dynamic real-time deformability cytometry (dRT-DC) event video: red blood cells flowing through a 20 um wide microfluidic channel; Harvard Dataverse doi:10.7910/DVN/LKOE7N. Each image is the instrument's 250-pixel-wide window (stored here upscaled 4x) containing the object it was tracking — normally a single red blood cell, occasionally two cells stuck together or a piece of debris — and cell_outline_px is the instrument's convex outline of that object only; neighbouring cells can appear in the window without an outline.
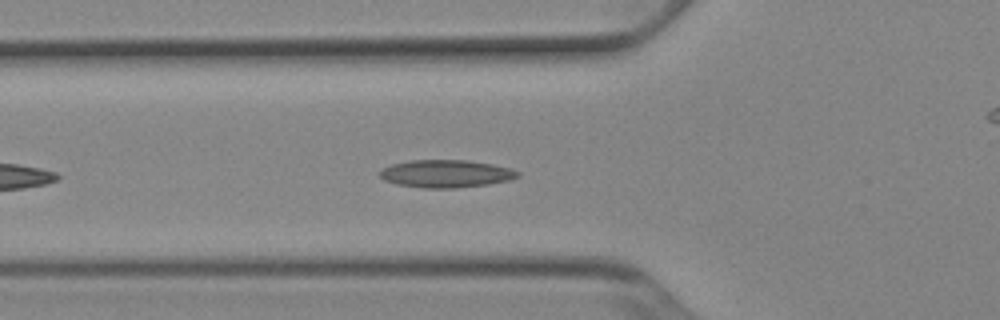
{"species": "Egyptian fruit bat (a non-hibernating species)", "species_latin": "Rousettus aegyptiacus", "temperature_condition": "cold", "stored_images_in_passage": 12, "camera_frame_rate_fps": 3000, "um_per_image_px": 0.085, "animal": {"sex": "female"}, "frame": {"image": 1, "passage_image": 7, "time_ms": 2.0, "image_size_px": [1000, 320], "cell_outline_px": [[520, 176], [508, 180], [488, 184], [456, 188], [424, 188], [396, 184], [384, 180], [380, 176], [380, 172], [384, 168], [392, 164], [412, 160], [468, 160], [492, 164], [512, 168], [520, 172]], "centroid_in_image_um": [37.94, 14.76], "position_along_channel_um": 87.9, "area_um2": 22.2}}
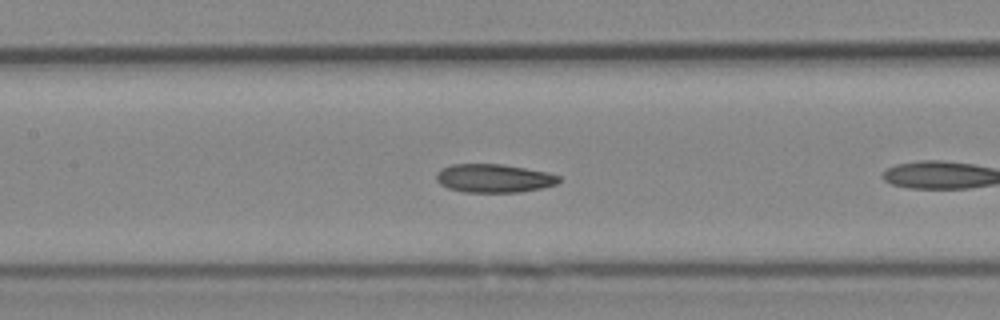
{"frame": {"image": 2, "passage_image": 10, "time_ms": 3.0, "image_size_px": [1000, 320], "cell_outline_px": [[560, 180], [556, 184], [540, 188], [520, 192], [464, 192], [448, 188], [440, 184], [436, 180], [436, 172], [440, 168], [452, 164], [500, 164], [548, 172], [560, 176]], "centroid_in_image_um": [41.94, 15.15], "position_along_channel_um": 165.5, "area_um2": 20.35}}